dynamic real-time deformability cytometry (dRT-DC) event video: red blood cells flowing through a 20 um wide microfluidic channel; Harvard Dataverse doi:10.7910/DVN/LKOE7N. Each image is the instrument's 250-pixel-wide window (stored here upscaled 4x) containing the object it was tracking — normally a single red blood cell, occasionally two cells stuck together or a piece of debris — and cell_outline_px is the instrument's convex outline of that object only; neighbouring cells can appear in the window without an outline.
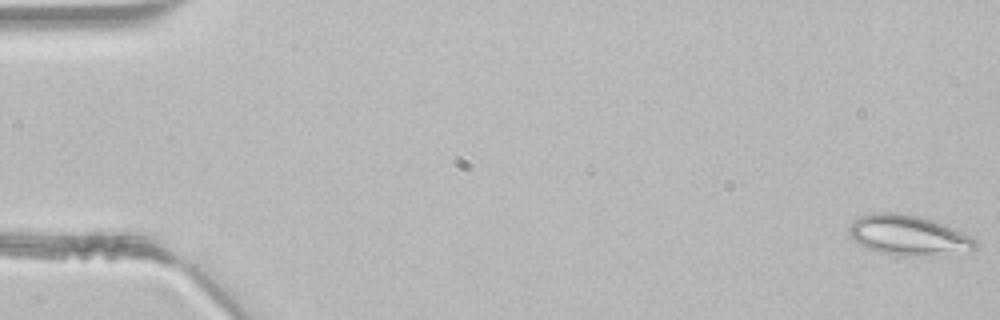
{"species": "common noctule bat (a hibernating species)", "species_latin": "Nyctalus noctula", "temperature_condition": "room temperature", "stored_images_in_passage": 47, "segment_of_instrument_passage": [1, 2], "camera_frame_rate_fps": 3000, "um_per_image_px": 0.085, "animal": {"sex": "male", "body_mass_g": 21.5, "forearm_length_mm": 52.0}, "frame": {"image": 1, "passage_image": 1, "time_ms": 0.0, "image_size_px": [1000, 320], "cell_outline_px": [[976, 248], [908, 256], [896, 256], [880, 252], [868, 248], [852, 240], [848, 232], [848, 228], [860, 216], [868, 212], [904, 212], [920, 216], [944, 224], [964, 232], [972, 236], [976, 240]], "centroid_in_image_um": [77.12, 19.94], "position_along_channel_um": 7.9, "area_um2": 29.07}}
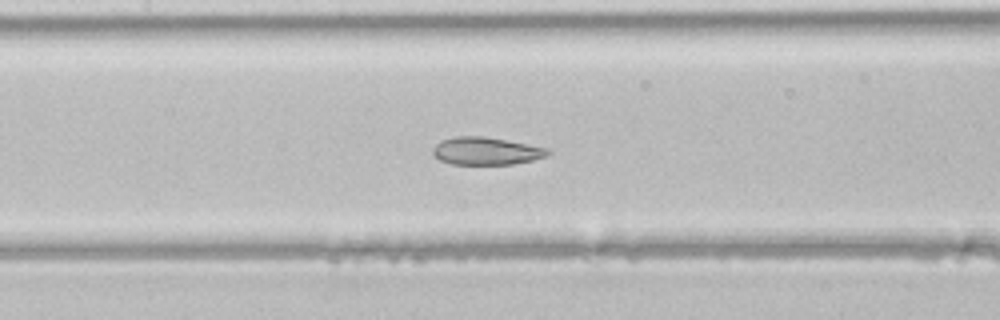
{"frame": {"image": 2, "passage_image": 22, "time_ms": 7.0, "image_size_px": [1000, 320], "cell_outline_px": [[552, 152], [548, 156], [532, 160], [512, 164], [452, 164], [440, 160], [432, 152], [432, 148], [440, 140], [456, 136], [484, 136], [548, 148]], "centroid_in_image_um": [41.32, 12.83], "position_along_channel_um": 166.1, "area_um2": 18.5}}
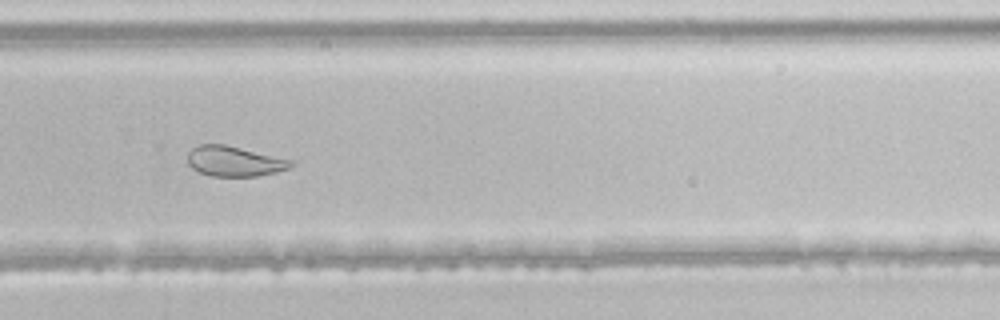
{"frame": {"image": 3, "passage_image": 32, "time_ms": 10.333, "image_size_px": [1000, 320], "cell_outline_px": [[296, 164], [288, 168], [276, 172], [256, 176], [212, 176], [200, 172], [192, 168], [188, 164], [188, 152], [192, 148], [200, 144], [224, 144], [296, 160]], "centroid_in_image_um": [19.96, 13.7], "position_along_channel_um": 309.8, "area_um2": 18.32}}